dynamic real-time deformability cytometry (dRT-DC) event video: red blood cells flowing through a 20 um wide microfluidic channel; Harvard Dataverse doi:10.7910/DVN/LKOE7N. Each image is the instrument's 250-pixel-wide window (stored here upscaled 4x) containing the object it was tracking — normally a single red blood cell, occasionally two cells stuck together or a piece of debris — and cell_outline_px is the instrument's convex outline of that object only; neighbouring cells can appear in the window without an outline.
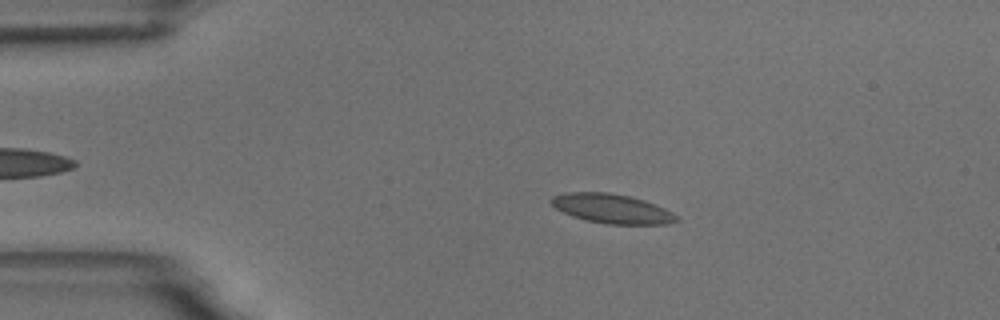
{"species": "common noctule bat (a hibernating species)", "species_latin": "Nyctalus noctula", "temperature_condition": "room temperature", "stored_images_in_passage": 50, "camera_frame_rate_fps": 3000, "um_per_image_px": 0.085, "animal": {"sex": "male", "body_mass_g": 18.8}, "frame": {"image": 1, "passage_image": 11, "time_ms": 3.333, "image_size_px": [1000, 320], "cell_outline_px": [[680, 220], [668, 224], [608, 224], [584, 220], [572, 216], [556, 208], [548, 200], [552, 196], [568, 192], [608, 192], [628, 196], [644, 200], [664, 208], [672, 212]], "centroid_in_image_um": [51.99, 17.73], "position_along_channel_um": 33.0, "area_um2": 21.39}}
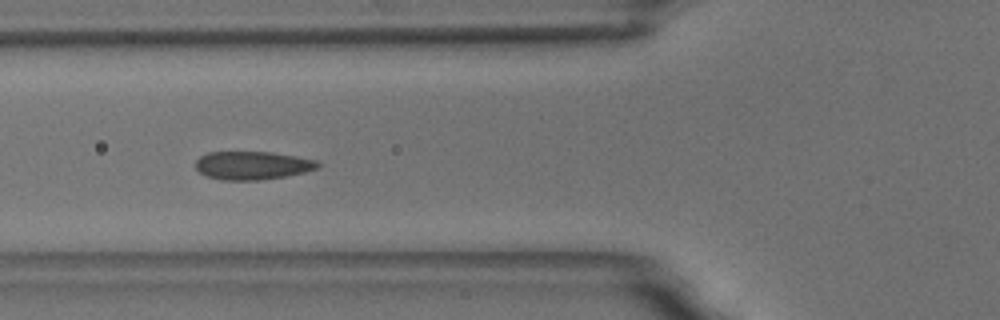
{"frame": {"image": 2, "passage_image": 21, "time_ms": 6.667, "image_size_px": [1000, 320], "cell_outline_px": [[320, 168], [288, 176], [256, 180], [220, 180], [208, 176], [200, 172], [196, 168], [196, 160], [200, 156], [208, 152], [272, 152], [296, 156], [316, 160], [320, 164]], "centroid_in_image_um": [21.47, 14.06], "position_along_channel_um": 104.3, "area_um2": 20.17}}
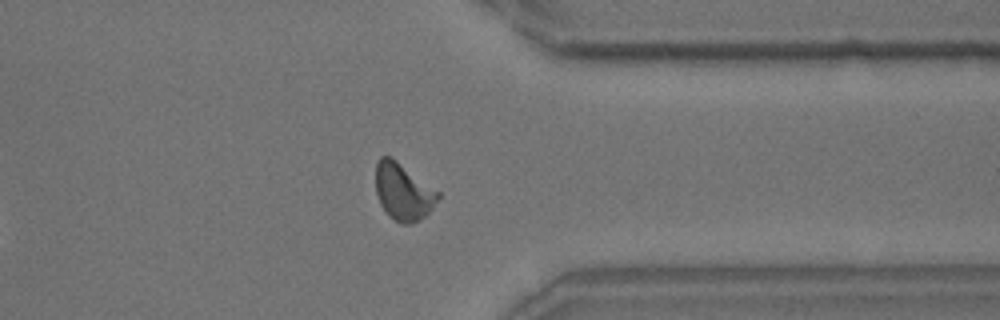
{"frame": {"image": 3, "passage_image": 45, "time_ms": 14.667, "image_size_px": [1000, 320], "cell_outline_px": [[440, 196], [432, 208], [424, 216], [412, 224], [400, 224], [388, 216], [380, 204], [376, 192], [376, 160], [380, 156], [392, 156], [440, 192]], "centroid_in_image_um": [34.26, 16.28], "position_along_channel_um": 377.1, "area_um2": 20.92}, "authors_computed_cell_mechanics": {"area_um2": 20.3745, "velocity_mm_per_s": 3.4747, "shape_relaxation_time_tau1_ms": 3.4956, "shape_relaxation_time_tau2_ms": null, "deformation_change_tau1": 0.1078, "deformation_change_tau2": null}}